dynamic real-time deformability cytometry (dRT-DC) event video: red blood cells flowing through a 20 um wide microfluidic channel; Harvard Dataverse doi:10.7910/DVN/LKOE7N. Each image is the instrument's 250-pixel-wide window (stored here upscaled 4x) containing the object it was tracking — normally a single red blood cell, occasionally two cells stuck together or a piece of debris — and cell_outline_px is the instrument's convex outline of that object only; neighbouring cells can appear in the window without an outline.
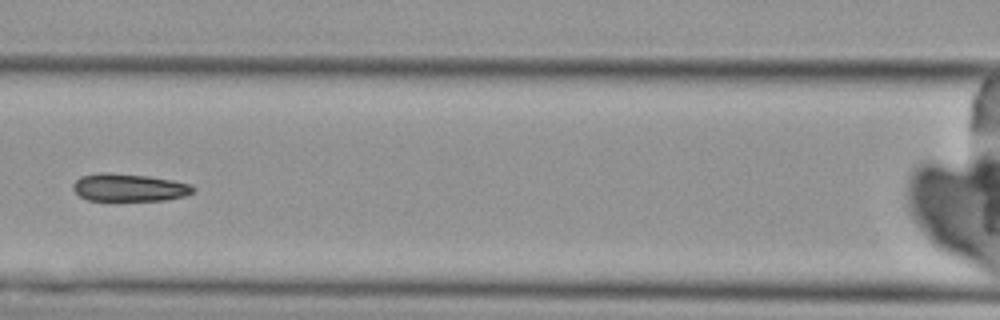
{"species": "Egyptian fruit bat (a non-hibernating species)", "species_latin": "Rousettus aegyptiacus", "temperature_condition": "cold", "stored_images_in_passage": 6, "camera_frame_rate_fps": 3000, "um_per_image_px": 0.085, "animal": {"sex": "female"}, "frame": {"image": 1, "passage_image": 6, "time_ms": 6.667, "image_size_px": [1000, 320], "cell_outline_px": [[196, 188], [192, 192], [184, 196], [164, 200], [88, 200], [80, 196], [72, 188], [72, 184], [80, 176], [96, 172], [104, 172], [148, 176], [172, 180], [188, 184]], "centroid_in_image_um": [10.92, 15.93], "position_along_channel_um": 155.7, "area_um2": 19.25}}